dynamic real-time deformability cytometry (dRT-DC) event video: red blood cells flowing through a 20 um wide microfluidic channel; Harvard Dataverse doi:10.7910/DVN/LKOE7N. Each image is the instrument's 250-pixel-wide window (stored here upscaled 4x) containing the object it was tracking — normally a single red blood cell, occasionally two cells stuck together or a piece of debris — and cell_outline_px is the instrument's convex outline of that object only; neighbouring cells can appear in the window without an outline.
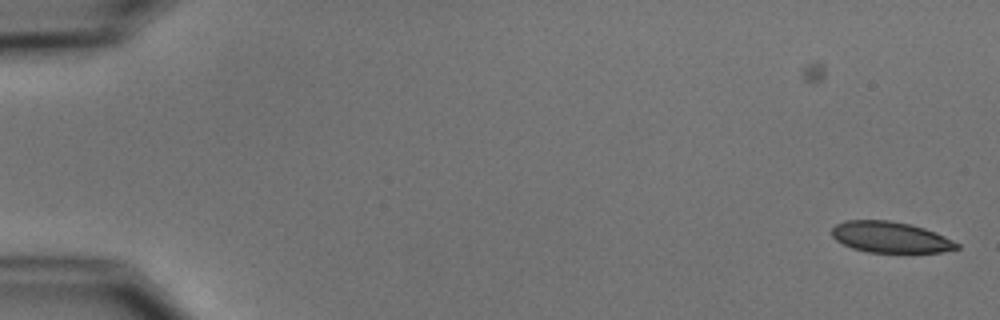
{"species": "common noctule bat (a hibernating species)", "species_latin": "Nyctalus noctula", "temperature_condition": "cold", "stored_images_in_passage": 8, "camera_frame_rate_fps": 3000, "um_per_image_px": 0.085, "animal": {"sex": "male", "body_mass_g": 15.6}, "frame": {"image": 1, "passage_image": 1, "time_ms": 0.0, "image_size_px": [1000, 320], "cell_outline_px": [[960, 248], [940, 252], [868, 252], [852, 248], [836, 240], [832, 236], [832, 228], [836, 224], [844, 220], [888, 220], [912, 224], [936, 232], [960, 244]], "centroid_in_image_um": [75.68, 20.15], "position_along_channel_um": 9.3, "area_um2": 22.6}}